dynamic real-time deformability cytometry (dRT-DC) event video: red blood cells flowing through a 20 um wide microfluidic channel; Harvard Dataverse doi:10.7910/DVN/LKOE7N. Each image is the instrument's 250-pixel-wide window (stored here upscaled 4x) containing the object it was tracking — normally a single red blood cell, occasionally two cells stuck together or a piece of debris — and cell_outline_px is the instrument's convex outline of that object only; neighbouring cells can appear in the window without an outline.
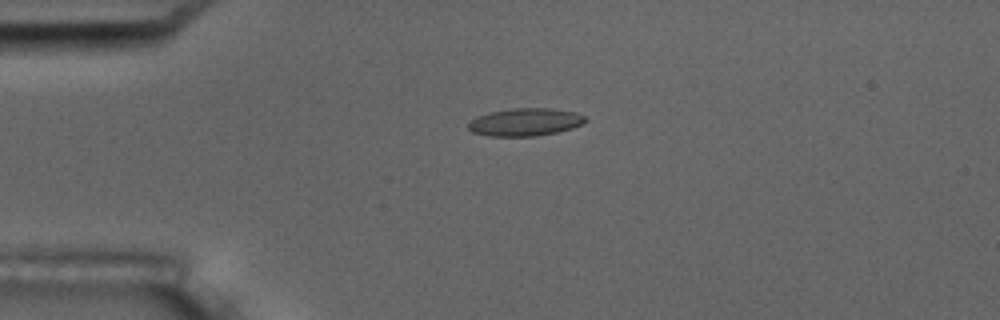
{"species": "common noctule bat (a hibernating species)", "species_latin": "Nyctalus noctula", "temperature_condition": "room temperature", "stored_images_in_passage": 4, "camera_frame_rate_fps": 3000, "um_per_image_px": 0.085, "animal": {"sex": "male", "body_mass_g": 17.5, "forearm_length_mm": 52.3}, "frame": {"image": 1, "passage_image": 3, "time_ms": 2.333, "image_size_px": [1000, 320], "cell_outline_px": [[588, 120], [572, 128], [556, 132], [536, 136], [488, 136], [472, 132], [468, 128], [468, 124], [476, 116], [488, 112], [512, 108], [548, 108], [576, 112], [584, 116]], "centroid_in_image_um": [44.61, 10.37], "position_along_channel_um": 40.4, "area_um2": 18.9}}